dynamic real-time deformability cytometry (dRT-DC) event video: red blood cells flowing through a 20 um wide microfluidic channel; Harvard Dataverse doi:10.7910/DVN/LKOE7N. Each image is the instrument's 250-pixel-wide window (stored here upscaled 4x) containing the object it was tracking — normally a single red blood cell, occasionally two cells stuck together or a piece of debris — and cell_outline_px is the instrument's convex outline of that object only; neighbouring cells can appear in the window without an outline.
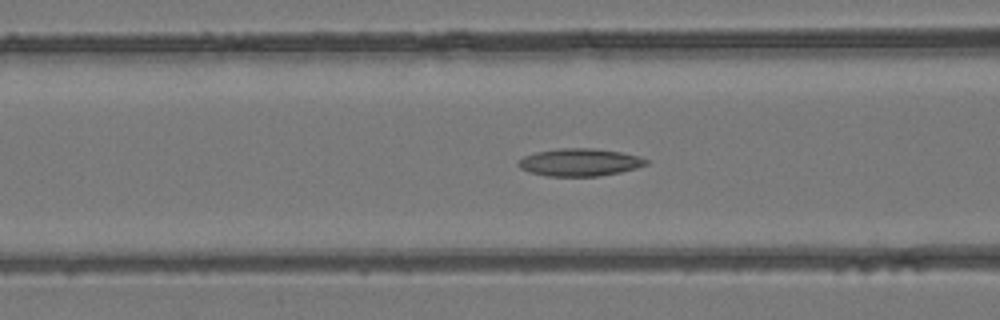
{"species": "common noctule bat (a hibernating species)", "species_latin": "Nyctalus noctula", "temperature_condition": "room temperature", "stored_images_in_passage": 27, "camera_frame_rate_fps": 3000, "um_per_image_px": 0.085, "animal": {"sex": "female", "body_mass_g": 24.6, "forearm_length_mm": 56.2}, "frame": {"image": 1, "passage_image": 7, "time_ms": 2.0, "image_size_px": [1000, 320], "cell_outline_px": [[648, 164], [636, 168], [620, 172], [600, 176], [548, 176], [528, 172], [520, 168], [516, 164], [524, 156], [536, 152], [560, 148], [592, 148], [620, 152], [640, 156], [648, 160]], "centroid_in_image_um": [49.27, 13.8], "position_along_channel_um": 117.3, "area_um2": 20.52}}
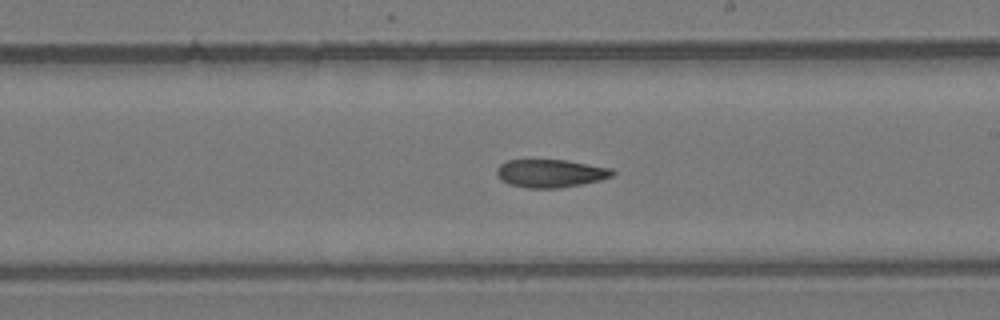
{"frame": {"image": 2, "passage_image": 16, "time_ms": 5.0, "image_size_px": [1000, 320], "cell_outline_px": [[616, 172], [612, 176], [600, 180], [560, 188], [528, 188], [508, 184], [496, 172], [496, 168], [500, 164], [508, 160], [568, 160], [612, 168]], "centroid_in_image_um": [46.83, 14.73], "position_along_channel_um": 242.2, "area_um2": 18.84}}
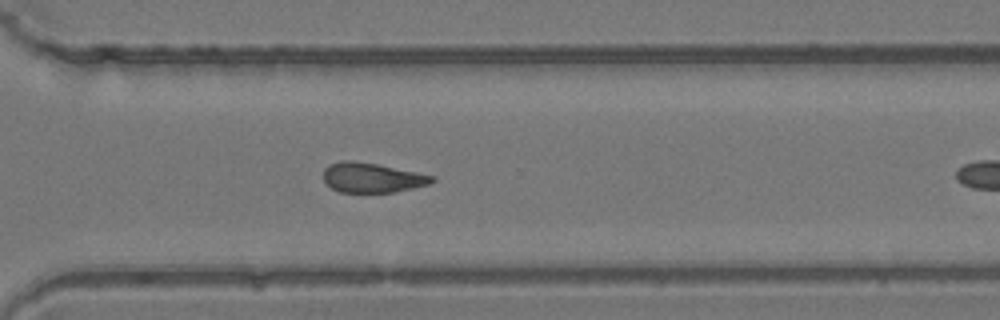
{"frame": {"image": 3, "passage_image": 23, "time_ms": 7.333, "image_size_px": [1000, 320], "cell_outline_px": [[436, 180], [428, 184], [396, 192], [340, 192], [332, 188], [324, 180], [324, 168], [328, 164], [340, 160], [352, 160], [376, 164], [436, 176]], "centroid_in_image_um": [31.61, 15.09], "position_along_channel_um": 339.0, "area_um2": 18.79}}